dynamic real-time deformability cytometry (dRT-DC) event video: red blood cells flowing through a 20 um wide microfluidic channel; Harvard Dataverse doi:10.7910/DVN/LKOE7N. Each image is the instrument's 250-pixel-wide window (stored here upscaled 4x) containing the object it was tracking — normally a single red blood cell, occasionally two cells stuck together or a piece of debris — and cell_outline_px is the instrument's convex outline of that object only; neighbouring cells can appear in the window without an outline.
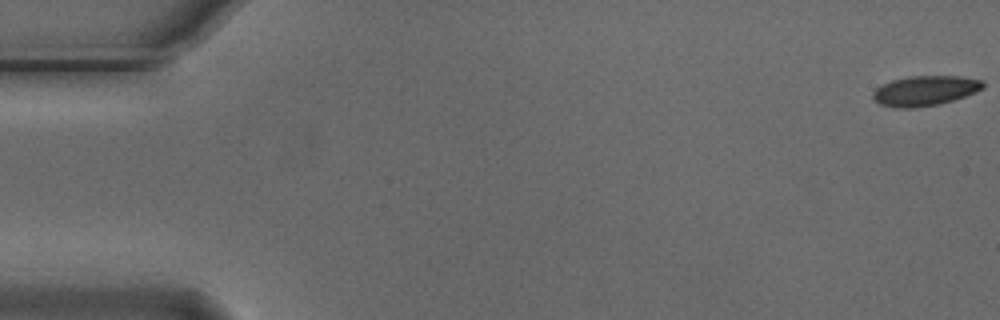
{"species": "Egyptian fruit bat (a non-hibernating species)", "species_latin": "Rousettus aegyptiacus", "temperature_condition": "cold", "stored_images_in_passage": 11, "camera_frame_rate_fps": 3000, "um_per_image_px": 0.085, "animal": {"sex": "male"}, "frame": {"image": 1, "passage_image": 1, "time_ms": 0.0, "image_size_px": [1000, 320], "cell_outline_px": [[984, 88], [976, 92], [940, 104], [916, 108], [896, 108], [880, 104], [872, 96], [872, 92], [876, 88], [892, 80], [908, 76], [960, 76], [984, 80]], "centroid_in_image_um": [78.64, 7.71], "position_along_channel_um": 6.4, "area_um2": 19.31}}